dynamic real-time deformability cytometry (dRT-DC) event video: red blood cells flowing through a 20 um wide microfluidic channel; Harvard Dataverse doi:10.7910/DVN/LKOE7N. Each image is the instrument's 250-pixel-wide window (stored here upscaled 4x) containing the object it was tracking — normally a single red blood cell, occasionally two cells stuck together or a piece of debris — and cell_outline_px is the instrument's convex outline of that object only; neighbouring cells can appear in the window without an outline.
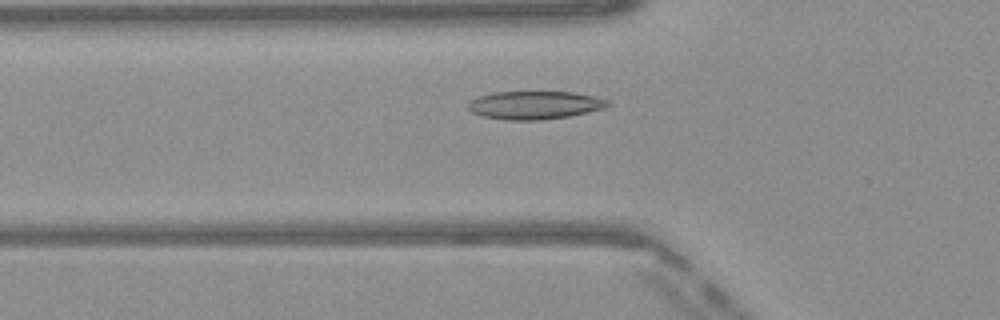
{"species": "Egyptian fruit bat (a non-hibernating species)", "species_latin": "Rousettus aegyptiacus", "temperature_condition": "warm", "stored_images_in_passage": 42, "camera_frame_rate_fps": 3000, "um_per_image_px": 0.085, "frame": {"image": 1, "passage_image": 9, "time_ms": 2.667, "image_size_px": [1000, 320], "cell_outline_px": [[612, 104], [604, 108], [568, 116], [540, 120], [504, 120], [484, 116], [472, 112], [468, 108], [468, 104], [472, 100], [480, 96], [496, 92], [572, 92], [592, 96], [608, 100]], "centroid_in_image_um": [45.46, 8.94], "position_along_channel_um": 80.3, "area_um2": 22.6}}
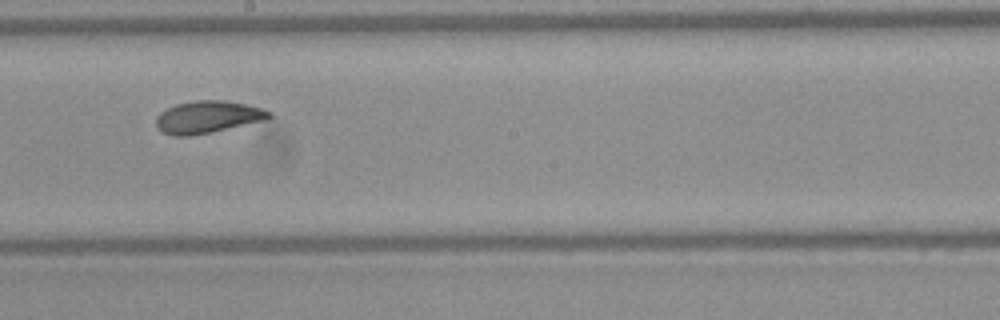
{"frame": {"image": 2, "passage_image": 20, "time_ms": 6.333, "image_size_px": [1000, 320], "cell_outline_px": [[272, 116], [264, 120], [208, 132], [188, 136], [172, 136], [156, 128], [156, 116], [160, 112], [176, 104], [196, 100], [220, 100], [244, 104], [260, 108], [272, 112]], "centroid_in_image_um": [17.6, 9.94], "position_along_channel_um": 230.6, "area_um2": 20.81}}
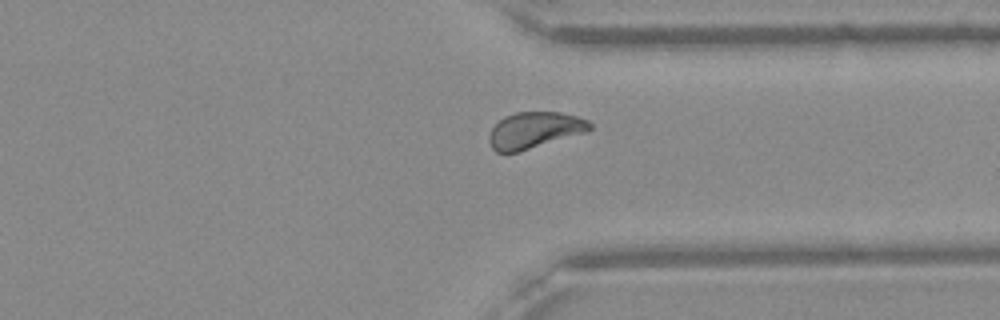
{"frame": {"image": 3, "passage_image": 30, "time_ms": 9.667, "image_size_px": [1000, 320], "cell_outline_px": [[592, 128], [588, 132], [516, 152], [496, 152], [492, 148], [488, 140], [488, 136], [492, 128], [504, 116], [516, 112], [560, 112], [576, 116], [588, 120], [592, 124]], "centroid_in_image_um": [45.44, 11.06], "position_along_channel_um": 366.0, "area_um2": 21.27}, "authors_computed_cell_mechanics": {"area_um2": 21.4149, "velocity_mm_per_s": 4.0667, "shape_relaxation_time_tau1_ms": 6.367, "shape_relaxation_time_tau2_ms": 1.77, "deformation_change_tau1": 0.1622, "deformation_change_tau2": 0.0446}}